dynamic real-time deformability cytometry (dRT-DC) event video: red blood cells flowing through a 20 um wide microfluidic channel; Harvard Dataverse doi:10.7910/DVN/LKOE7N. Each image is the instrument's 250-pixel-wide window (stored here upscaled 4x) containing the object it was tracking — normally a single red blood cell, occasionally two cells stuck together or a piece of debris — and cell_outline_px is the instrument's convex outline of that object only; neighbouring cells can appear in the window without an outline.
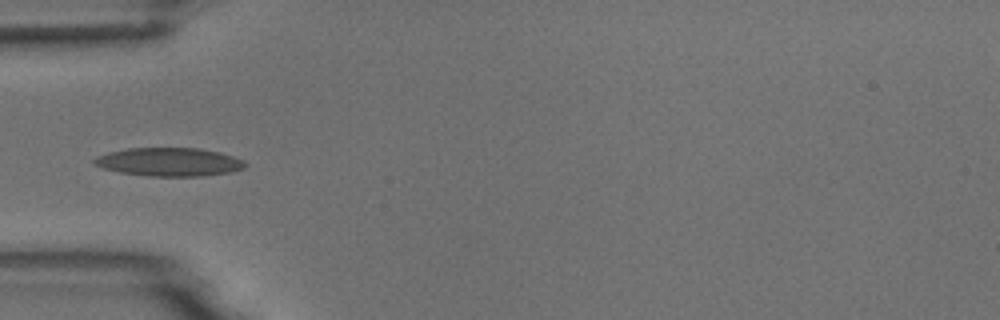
{"species": "common noctule bat (a hibernating species)", "species_latin": "Nyctalus noctula", "temperature_condition": "room temperature", "stored_images_in_passage": 5, "camera_frame_rate_fps": 3000, "um_per_image_px": 0.085, "animal": {"sex": "male", "body_mass_g": 18.8}, "frame": {"image": 1, "passage_image": 5, "time_ms": 4.333, "image_size_px": [1000, 320], "cell_outline_px": [[248, 164], [244, 168], [232, 172], [200, 176], [148, 176], [120, 172], [104, 168], [92, 164], [92, 160], [96, 156], [108, 152], [128, 148], [200, 148], [220, 152], [244, 160]], "centroid_in_image_um": [14.38, 13.76], "position_along_channel_um": 70.6, "area_um2": 25.14}}